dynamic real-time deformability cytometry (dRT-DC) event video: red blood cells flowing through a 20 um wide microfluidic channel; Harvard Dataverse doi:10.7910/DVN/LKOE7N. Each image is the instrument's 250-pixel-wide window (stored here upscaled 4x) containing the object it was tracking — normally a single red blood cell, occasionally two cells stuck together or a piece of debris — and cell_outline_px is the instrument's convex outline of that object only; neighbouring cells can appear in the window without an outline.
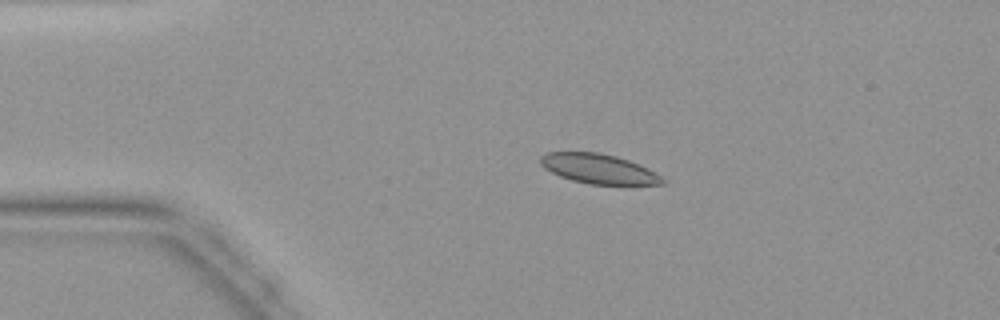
{"species": "common noctule bat (a hibernating species)", "species_latin": "Nyctalus noctula", "temperature_condition": "warm", "stored_images_in_passage": 36, "camera_frame_rate_fps": 3000, "um_per_image_px": 0.085, "animal": {"sex": "female", "body_mass_g": 19.9}, "frame": {"image": 1, "passage_image": 1, "time_ms": 0.0, "image_size_px": [1000, 320], "cell_outline_px": [[664, 184], [588, 184], [572, 180], [560, 176], [544, 168], [540, 164], [540, 156], [544, 152], [600, 152], [616, 156], [640, 164], [656, 172], [664, 180]], "centroid_in_image_um": [50.86, 14.33], "position_along_channel_um": 34.1, "area_um2": 21.1}}
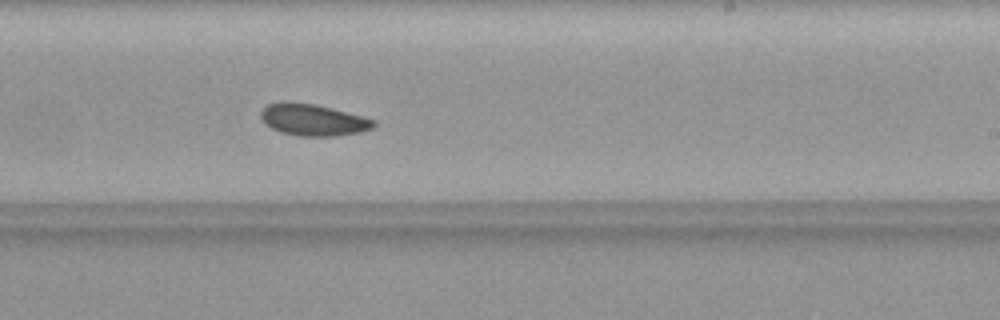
{"frame": {"image": 2, "passage_image": 19, "time_ms": 6.0, "image_size_px": [1000, 320], "cell_outline_px": [[376, 124], [372, 128], [360, 132], [336, 136], [300, 136], [280, 132], [264, 124], [260, 116], [260, 112], [268, 104], [280, 100], [288, 100], [316, 104], [364, 116], [376, 120]], "centroid_in_image_um": [26.59, 10.16], "position_along_channel_um": 262.4, "area_um2": 21.27}}
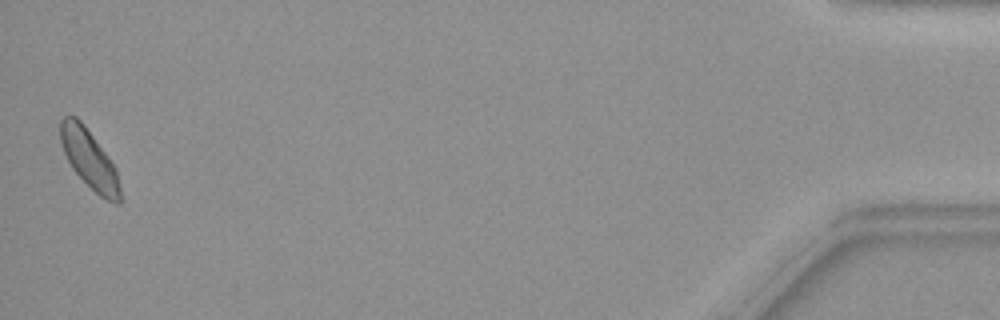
{"frame": {"image": 3, "passage_image": 36, "time_ms": 11.667, "image_size_px": [1000, 320], "cell_outline_px": [[120, 204], [116, 204], [100, 196], [72, 168], [64, 152], [60, 140], [60, 120], [64, 116], [76, 116], [84, 124], [116, 168], [120, 188]], "centroid_in_image_um": [7.58, 13.51], "position_along_channel_um": 427.6, "area_um2": 20.0}}